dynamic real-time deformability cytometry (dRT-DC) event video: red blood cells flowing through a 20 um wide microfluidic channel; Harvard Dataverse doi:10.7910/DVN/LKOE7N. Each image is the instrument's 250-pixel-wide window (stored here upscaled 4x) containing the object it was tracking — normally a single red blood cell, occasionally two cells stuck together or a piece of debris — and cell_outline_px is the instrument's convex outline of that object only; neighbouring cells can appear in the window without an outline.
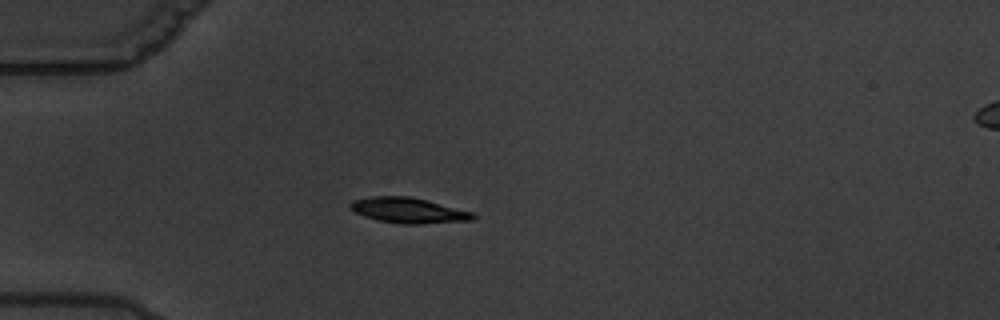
{"species": "common noctule bat (a hibernating species)", "species_latin": "Nyctalus noctula", "temperature_condition": "warm", "stored_images_in_passage": 3, "camera_frame_rate_fps": 3000, "um_per_image_px": 0.085, "animal": {"sex": "male", "body_mass_g": 19.5, "forearm_length_mm": 54.6}, "frame": {"image": 1, "passage_image": 3, "time_ms": 3.0, "image_size_px": [1000, 320], "cell_outline_px": [[476, 216], [472, 220], [420, 224], [400, 224], [376, 220], [364, 216], [348, 208], [348, 204], [352, 200], [372, 196], [408, 196], [472, 212]], "centroid_in_image_um": [34.64, 17.89], "position_along_channel_um": 50.4, "area_um2": 18.03}}